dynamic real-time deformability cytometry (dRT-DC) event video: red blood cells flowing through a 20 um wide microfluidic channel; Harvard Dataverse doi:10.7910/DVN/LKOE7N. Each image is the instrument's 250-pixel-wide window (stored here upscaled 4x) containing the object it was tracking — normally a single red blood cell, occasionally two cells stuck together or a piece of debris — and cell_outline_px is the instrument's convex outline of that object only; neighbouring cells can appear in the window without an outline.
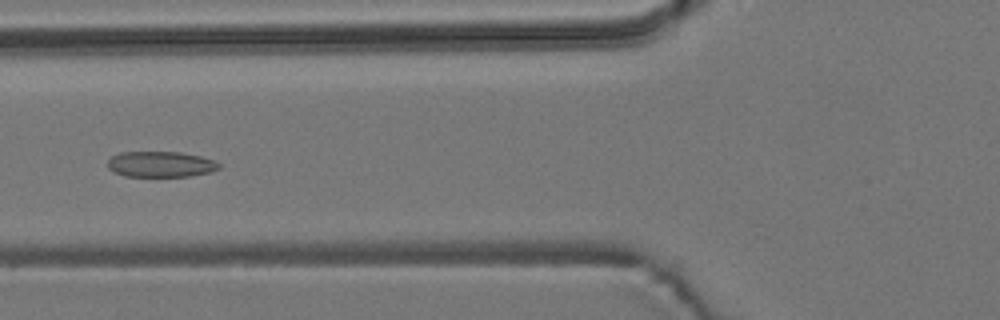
{"species": "common noctule bat (a hibernating species)", "species_latin": "Nyctalus noctula", "temperature_condition": "room temperature", "stored_images_in_passage": 7, "camera_frame_rate_fps": 3000, "um_per_image_px": 0.085, "animal": {"sex": "male", "body_mass_g": 19.2, "forearm_length_mm": 51.8}, "frame": {"image": 1, "passage_image": 7, "time_ms": 6.667, "image_size_px": [1000, 320], "cell_outline_px": [[220, 168], [212, 172], [188, 176], [124, 176], [108, 168], [108, 160], [112, 156], [120, 152], [180, 152], [200, 156], [212, 160], [220, 164]], "centroid_in_image_um": [13.66, 13.96], "position_along_channel_um": 112.1, "area_um2": 16.59}}